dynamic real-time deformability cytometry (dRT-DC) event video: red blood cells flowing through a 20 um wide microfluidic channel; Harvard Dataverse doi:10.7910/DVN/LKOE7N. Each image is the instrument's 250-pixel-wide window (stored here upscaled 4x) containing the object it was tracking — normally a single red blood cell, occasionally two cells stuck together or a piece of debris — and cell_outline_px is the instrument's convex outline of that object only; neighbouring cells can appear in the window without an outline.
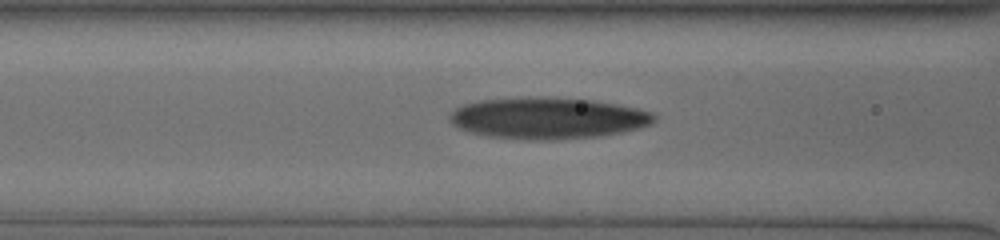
{"species": "human", "species_latin": "Homo sapiens", "temperature_condition": "cold", "stored_images_in_passage": 37, "camera_frame_rate_fps": 3000, "um_per_image_px": 0.085, "donor": {"sex": "male"}, "frame": {"image": 1, "passage_image": 11, "time_ms": 3.333, "image_size_px": [1000, 240], "cell_outline_px": [[656, 120], [652, 124], [640, 128], [600, 136], [556, 140], [528, 140], [488, 136], [472, 132], [460, 128], [452, 124], [448, 120], [448, 116], [456, 108], [464, 104], [480, 100], [592, 100], [616, 104], [636, 108], [652, 112], [656, 116]], "centroid_in_image_um": [46.6, 10.1], "position_along_channel_um": 120.0, "area_um2": 47.92}}
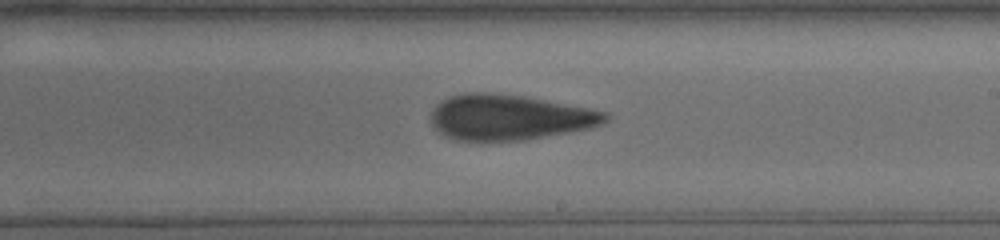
{"frame": {"image": 2, "passage_image": 21, "time_ms": 6.667, "image_size_px": [1000, 240], "cell_outline_px": [[612, 116], [604, 124], [592, 128], [572, 132], [528, 140], [456, 140], [440, 132], [432, 124], [432, 108], [440, 100], [448, 96], [468, 92], [484, 92], [524, 96], [588, 108], [608, 112]], "centroid_in_image_um": [43.35, 9.97], "position_along_channel_um": 245.7, "area_um2": 46.41}}
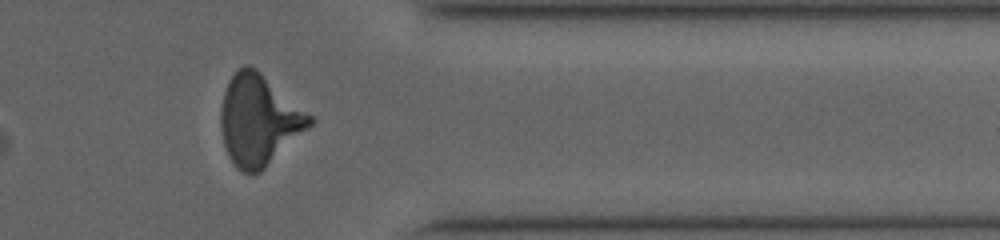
{"frame": {"image": 3, "passage_image": 33, "time_ms": 10.667, "image_size_px": [1000, 240], "cell_outline_px": [[316, 120], [308, 128], [260, 172], [252, 176], [236, 168], [228, 156], [224, 144], [220, 124], [220, 112], [224, 92], [228, 80], [244, 64], [248, 64], [256, 68], [312, 116]], "centroid_in_image_um": [21.98, 10.22], "position_along_channel_um": 389.4, "area_um2": 46.64}}